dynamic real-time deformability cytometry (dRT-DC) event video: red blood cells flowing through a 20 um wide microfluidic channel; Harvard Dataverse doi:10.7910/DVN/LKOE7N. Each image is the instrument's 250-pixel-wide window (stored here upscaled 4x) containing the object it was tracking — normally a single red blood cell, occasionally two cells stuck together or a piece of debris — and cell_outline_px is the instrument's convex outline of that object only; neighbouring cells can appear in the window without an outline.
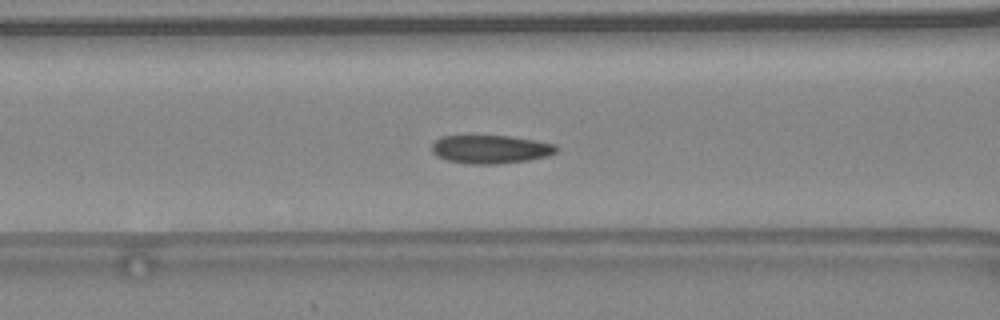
{"species": "common noctule bat (a hibernating species)", "species_latin": "Nyctalus noctula", "temperature_condition": "warm", "stored_images_in_passage": 31, "camera_frame_rate_fps": 3000, "um_per_image_px": 0.085, "animal": {"sex": "female", "body_mass_g": 24.6, "forearm_length_mm": 56.2}, "frame": {"image": 1, "passage_image": 7, "time_ms": 2.0, "image_size_px": [1000, 320], "cell_outline_px": [[560, 148], [556, 152], [548, 156], [528, 160], [496, 164], [468, 164], [448, 160], [436, 156], [432, 152], [432, 144], [440, 136], [508, 136], [556, 144]], "centroid_in_image_um": [41.7, 12.69], "position_along_channel_um": 124.9, "area_um2": 20.58}, "authors_computed_cell_mechanics": {"area_um2": 20.6346, "velocity_mm_per_s": 4.5289, "shape_relaxation_time_tau1_ms": 6.897, "shape_relaxation_time_tau2_ms": 4.5836, "deformation_change_tau1": 0.1519, "deformation_change_tau2": 0.0811}}